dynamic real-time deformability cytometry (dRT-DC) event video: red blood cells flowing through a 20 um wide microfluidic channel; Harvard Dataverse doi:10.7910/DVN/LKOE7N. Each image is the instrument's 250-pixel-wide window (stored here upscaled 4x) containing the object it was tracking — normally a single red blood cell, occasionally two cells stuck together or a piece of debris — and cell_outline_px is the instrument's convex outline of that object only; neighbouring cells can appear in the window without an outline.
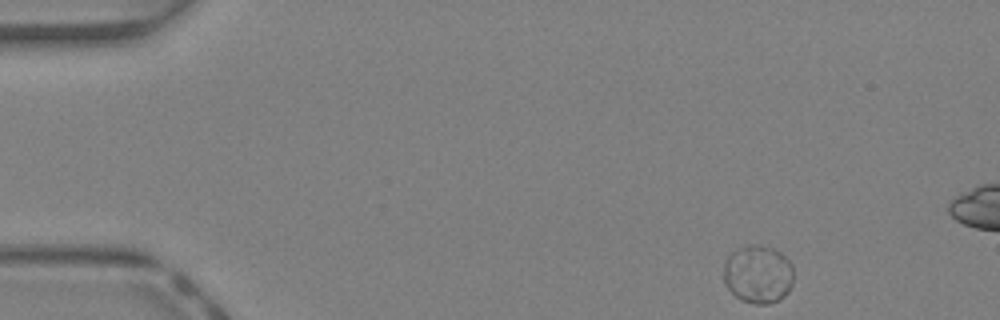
{"species": "Egyptian fruit bat (a non-hibernating species)", "species_latin": "Rousettus aegyptiacus", "temperature_condition": "warm", "stored_images_in_passage": 10, "camera_frame_rate_fps": 3000, "um_per_image_px": 0.085, "animal": {"sex": "female"}, "frame": {"image": 1, "passage_image": 1, "time_ms": 0.0, "image_size_px": [1000, 320], "cell_outline_px": [[792, 284], [788, 292], [780, 300], [768, 304], [752, 304], [740, 300], [728, 288], [724, 280], [724, 260], [736, 248], [748, 244], [752, 244], [772, 248], [780, 252], [792, 264]], "centroid_in_image_um": [64.42, 23.31], "position_along_channel_um": 20.6, "area_um2": 23.87}}